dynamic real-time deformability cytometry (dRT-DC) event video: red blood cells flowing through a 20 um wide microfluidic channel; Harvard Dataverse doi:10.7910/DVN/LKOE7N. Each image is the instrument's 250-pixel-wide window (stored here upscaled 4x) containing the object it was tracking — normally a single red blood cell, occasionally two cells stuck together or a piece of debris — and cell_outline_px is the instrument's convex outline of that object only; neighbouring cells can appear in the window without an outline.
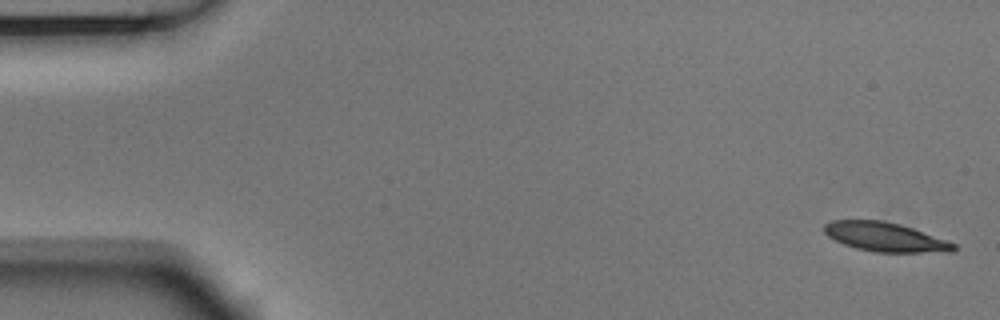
{"species": "Egyptian fruit bat (a non-hibernating species)", "species_latin": "Rousettus aegyptiacus", "temperature_condition": "room temperature", "stored_images_in_passage": 5, "camera_frame_rate_fps": 3000, "um_per_image_px": 0.085, "animal": {"sex": "male"}, "frame": {"image": 1, "passage_image": 1, "time_ms": 0.0, "image_size_px": [1000, 320], "cell_outline_px": [[956, 248], [952, 252], [876, 252], [856, 248], [844, 244], [828, 236], [824, 232], [824, 224], [832, 220], [884, 220], [900, 224], [912, 228], [956, 244]], "centroid_in_image_um": [75.22, 20.14], "position_along_channel_um": 9.8, "area_um2": 21.79}}
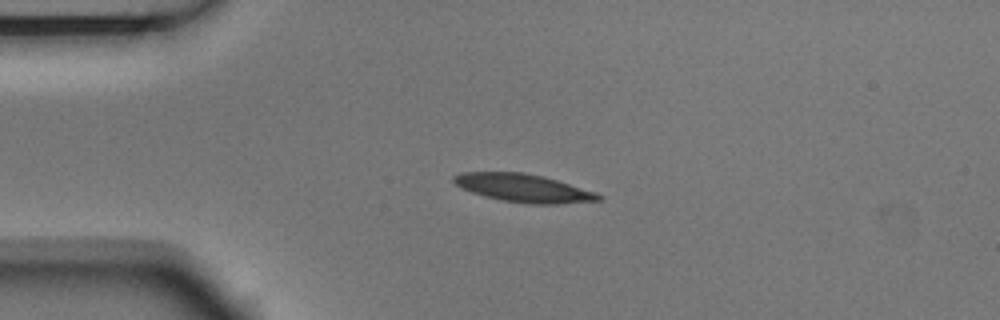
{"frame": {"image": 2, "passage_image": 4, "time_ms": 1.0, "image_size_px": [1000, 320], "cell_outline_px": [[604, 200], [556, 204], [528, 204], [500, 200], [484, 196], [460, 188], [452, 180], [452, 176], [460, 172], [524, 172], [544, 176], [596, 192], [604, 196]], "centroid_in_image_um": [44.5, 15.98], "position_along_channel_um": 40.5, "area_um2": 23.93}}